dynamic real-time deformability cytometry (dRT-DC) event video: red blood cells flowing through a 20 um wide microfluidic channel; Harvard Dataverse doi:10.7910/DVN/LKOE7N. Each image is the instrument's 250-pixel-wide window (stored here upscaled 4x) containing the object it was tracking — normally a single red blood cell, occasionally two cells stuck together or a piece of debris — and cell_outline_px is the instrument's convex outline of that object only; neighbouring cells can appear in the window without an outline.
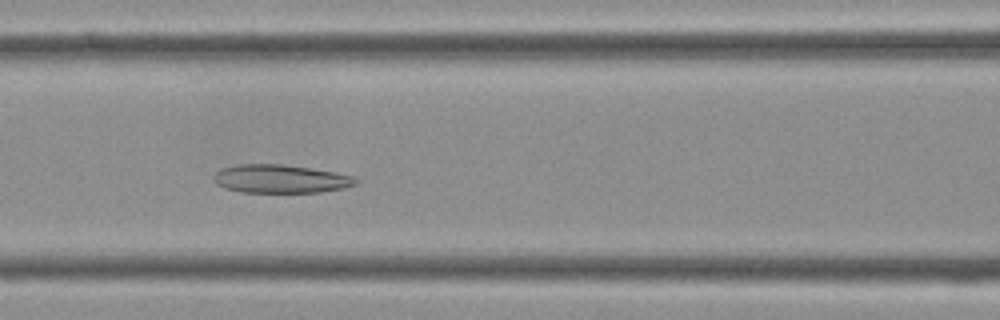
{"species": "Egyptian fruit bat (a non-hibernating species)", "species_latin": "Rousettus aegyptiacus", "temperature_condition": "cold", "stored_images_in_passage": 42, "camera_frame_rate_fps": 3000, "um_per_image_px": 0.085, "frame": {"image": 1, "passage_image": 18, "time_ms": 5.667, "image_size_px": [1000, 320], "cell_outline_px": [[360, 180], [356, 184], [344, 188], [320, 192], [240, 192], [224, 188], [216, 184], [212, 176], [220, 168], [236, 164], [280, 164], [312, 168], [336, 172], [352, 176]], "centroid_in_image_um": [23.82, 15.2], "position_along_channel_um": 142.8, "area_um2": 23.7}}
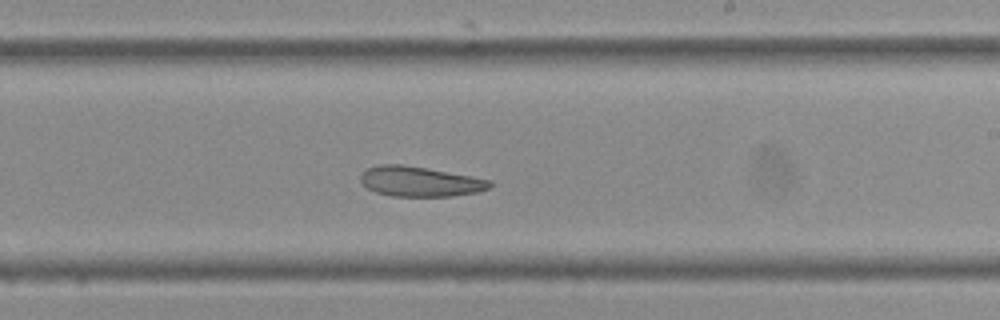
{"frame": {"image": 2, "passage_image": 25, "time_ms": 8.0, "image_size_px": [1000, 320], "cell_outline_px": [[492, 184], [488, 188], [476, 192], [452, 196], [392, 196], [376, 192], [368, 188], [360, 180], [360, 176], [368, 168], [380, 164], [404, 164], [472, 176], [492, 180]], "centroid_in_image_um": [35.7, 15.42], "position_along_channel_um": 253.3, "area_um2": 22.48}}
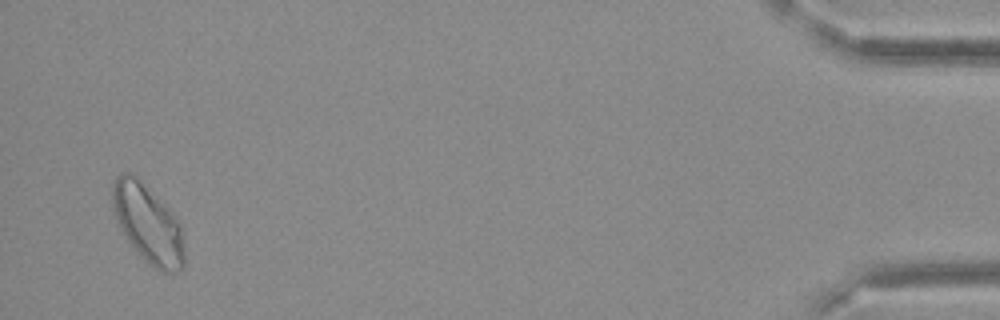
{"frame": {"image": 3, "passage_image": 41, "time_ms": 13.333, "image_size_px": [1000, 320], "cell_outline_px": [[184, 268], [180, 272], [160, 272], [144, 260], [140, 256], [128, 240], [120, 228], [112, 208], [112, 184], [116, 176], [120, 172], [128, 172], [136, 176], [172, 212], [180, 224], [184, 256]], "centroid_in_image_um": [12.56, 19.03], "position_along_channel_um": 422.6, "area_um2": 32.71}}